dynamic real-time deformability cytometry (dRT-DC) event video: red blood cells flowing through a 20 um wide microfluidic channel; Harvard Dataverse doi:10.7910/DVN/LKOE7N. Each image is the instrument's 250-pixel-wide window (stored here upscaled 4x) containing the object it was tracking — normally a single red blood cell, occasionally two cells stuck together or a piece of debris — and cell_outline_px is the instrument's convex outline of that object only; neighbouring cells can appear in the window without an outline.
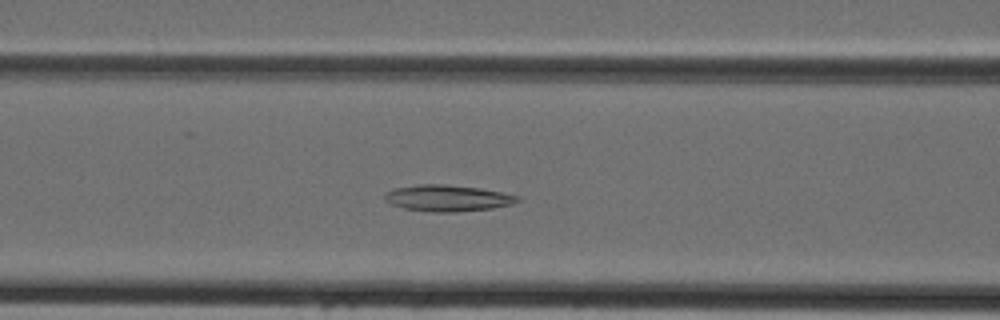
{"species": "Egyptian fruit bat (a non-hibernating species)", "species_latin": "Rousettus aegyptiacus", "temperature_condition": "cold", "stored_images_in_passage": 41, "camera_frame_rate_fps": 3000, "um_per_image_px": 0.085, "animal": {"sex": "female"}, "frame": {"image": 1, "passage_image": 15, "time_ms": 4.667, "image_size_px": [1000, 320], "cell_outline_px": [[520, 200], [512, 204], [492, 208], [456, 212], [428, 212], [404, 208], [392, 204], [384, 200], [384, 192], [396, 188], [420, 184], [444, 184], [480, 188], [504, 192], [520, 196]], "centroid_in_image_um": [38.05, 16.84], "position_along_channel_um": 128.5, "area_um2": 20.52}}
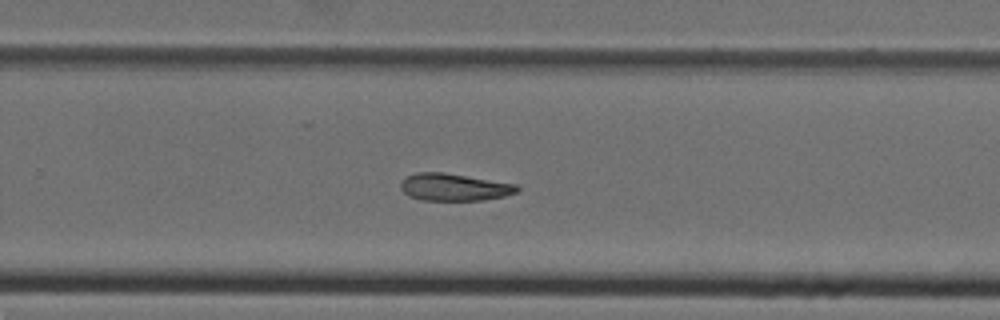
{"frame": {"image": 2, "passage_image": 26, "time_ms": 8.333, "image_size_px": [1000, 320], "cell_outline_px": [[520, 188], [516, 192], [504, 196], [480, 200], [420, 200], [408, 196], [400, 188], [400, 184], [404, 176], [416, 172], [444, 172], [516, 184]], "centroid_in_image_um": [38.54, 15.9], "position_along_channel_um": 291.3, "area_um2": 18.55}}
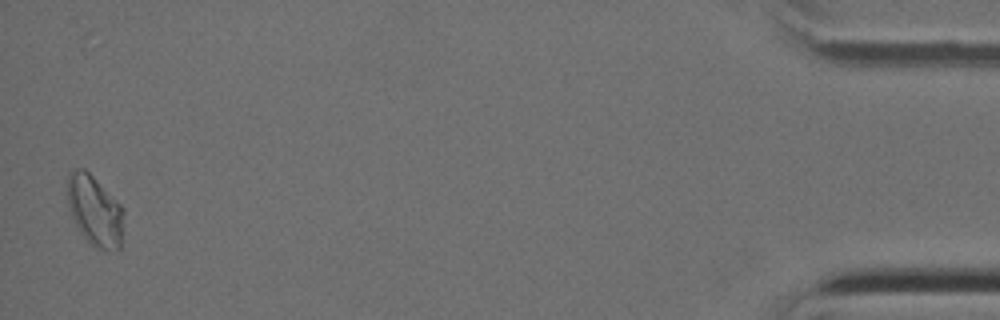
{"frame": {"image": 3, "passage_image": 41, "time_ms": 13.333, "image_size_px": [1000, 320], "cell_outline_px": [[124, 224], [120, 248], [116, 252], [96, 248], [80, 232], [68, 208], [68, 172], [76, 168], [84, 168], [120, 204], [124, 212]], "centroid_in_image_um": [8.08, 17.93], "position_along_channel_um": 427.1, "area_um2": 23.06}}